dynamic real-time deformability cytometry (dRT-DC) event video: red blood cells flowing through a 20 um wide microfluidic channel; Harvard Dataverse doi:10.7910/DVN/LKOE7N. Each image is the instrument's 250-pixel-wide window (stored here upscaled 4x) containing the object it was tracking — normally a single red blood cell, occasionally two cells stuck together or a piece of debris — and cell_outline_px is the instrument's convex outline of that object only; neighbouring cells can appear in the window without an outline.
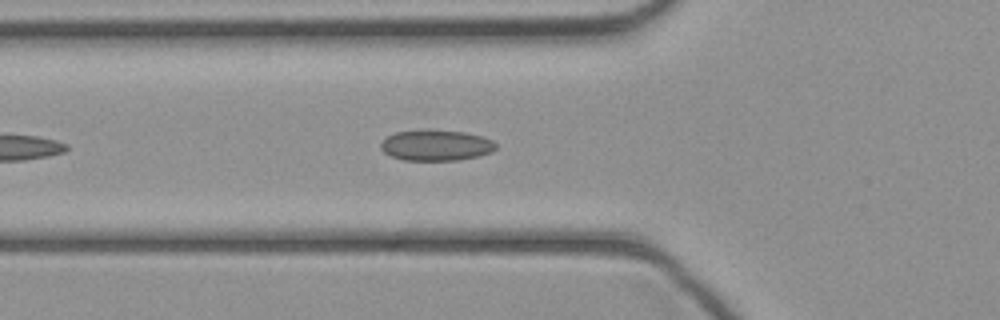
{"species": "common noctule bat (a hibernating species)", "species_latin": "Nyctalus noctula", "temperature_condition": "cold", "stored_images_in_passage": 31, "camera_frame_rate_fps": 3000, "um_per_image_px": 0.085, "animal": {"sex": "female", "body_mass_g": 21.9}, "frame": {"image": 1, "passage_image": 4, "time_ms": 1.0, "image_size_px": [1000, 320], "cell_outline_px": [[496, 148], [492, 152], [480, 156], [456, 160], [404, 160], [392, 156], [384, 152], [380, 148], [380, 144], [388, 136], [396, 132], [464, 132], [484, 136], [492, 140], [496, 144]], "centroid_in_image_um": [37.12, 12.39], "position_along_channel_um": 88.7, "area_um2": 20.0}}
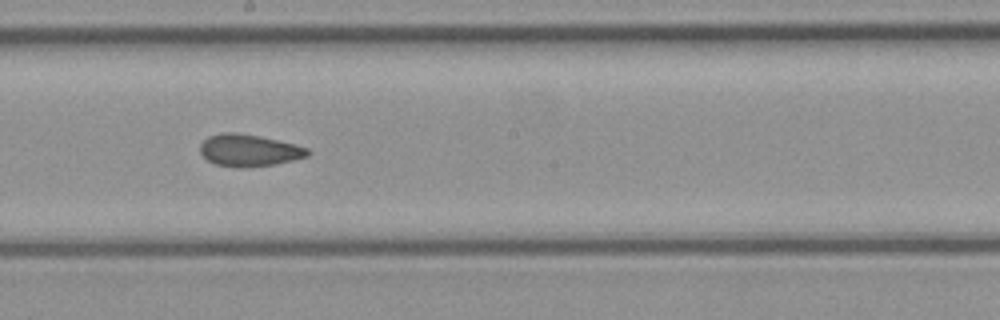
{"frame": {"image": 2, "passage_image": 13, "time_ms": 4.0, "image_size_px": [1000, 320], "cell_outline_px": [[312, 152], [308, 156], [276, 164], [244, 168], [236, 168], [216, 164], [208, 160], [200, 152], [200, 144], [208, 136], [224, 132], [236, 132], [276, 140], [308, 148]], "centroid_in_image_um": [21.15, 12.79], "position_along_channel_um": 227.0, "area_um2": 19.94}}
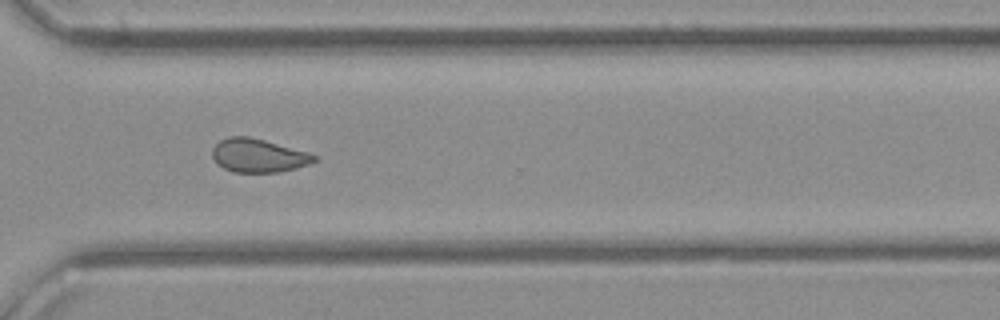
{"frame": {"image": 3, "passage_image": 21, "time_ms": 6.667, "image_size_px": [1000, 320], "cell_outline_px": [[320, 160], [296, 168], [276, 172], [232, 172], [216, 164], [212, 156], [212, 148], [220, 140], [228, 136], [248, 136], [264, 140], [308, 152], [320, 156]], "centroid_in_image_um": [21.97, 13.22], "position_along_channel_um": 348.6, "area_um2": 20.06}}